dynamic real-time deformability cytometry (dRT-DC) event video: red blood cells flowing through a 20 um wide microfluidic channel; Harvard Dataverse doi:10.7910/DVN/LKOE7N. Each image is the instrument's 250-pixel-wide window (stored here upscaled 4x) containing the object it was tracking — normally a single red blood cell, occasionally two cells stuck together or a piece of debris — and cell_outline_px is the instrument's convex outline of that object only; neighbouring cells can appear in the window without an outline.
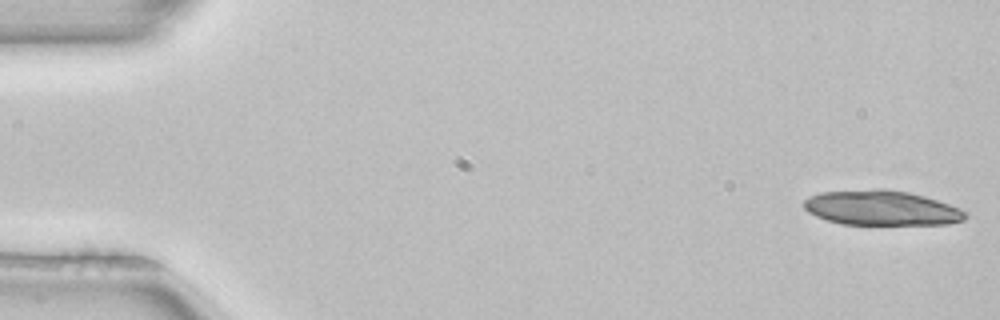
{"species": "common noctule bat (a hibernating species)", "species_latin": "Nyctalus noctula", "temperature_condition": "room temperature", "stored_images_in_passage": 5, "camera_frame_rate_fps": 3000, "um_per_image_px": 0.085, "animal": {"sex": "female", "body_mass_g": 22.7, "forearm_length_mm": 54.2}, "frame": {"image": 1, "passage_image": 1, "time_ms": 0.0, "image_size_px": [1000, 320], "cell_outline_px": [[968, 216], [964, 220], [948, 224], [840, 224], [816, 216], [808, 212], [804, 208], [804, 200], [820, 192], [876, 188], [884, 188], [908, 192], [924, 196], [960, 208], [968, 212]], "centroid_in_image_um": [74.94, 17.67], "position_along_channel_um": 10.1, "area_um2": 32.89}}
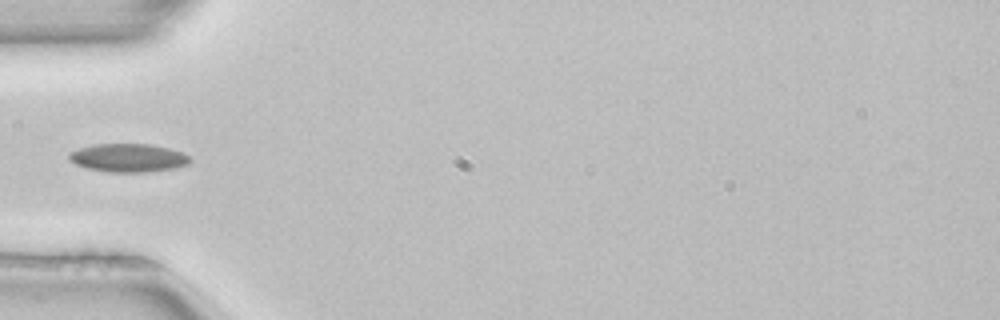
{"frame": {"image": 2, "passage_image": 5, "time_ms": 1.333, "image_size_px": [1000, 320], "cell_outline_px": [[192, 160], [188, 164], [176, 168], [144, 172], [108, 172], [88, 168], [76, 164], [68, 156], [68, 152], [80, 148], [96, 144], [148, 144], [168, 148], [192, 156]], "centroid_in_image_um": [10.94, 13.42], "position_along_channel_um": 74.1, "area_um2": 19.88}}